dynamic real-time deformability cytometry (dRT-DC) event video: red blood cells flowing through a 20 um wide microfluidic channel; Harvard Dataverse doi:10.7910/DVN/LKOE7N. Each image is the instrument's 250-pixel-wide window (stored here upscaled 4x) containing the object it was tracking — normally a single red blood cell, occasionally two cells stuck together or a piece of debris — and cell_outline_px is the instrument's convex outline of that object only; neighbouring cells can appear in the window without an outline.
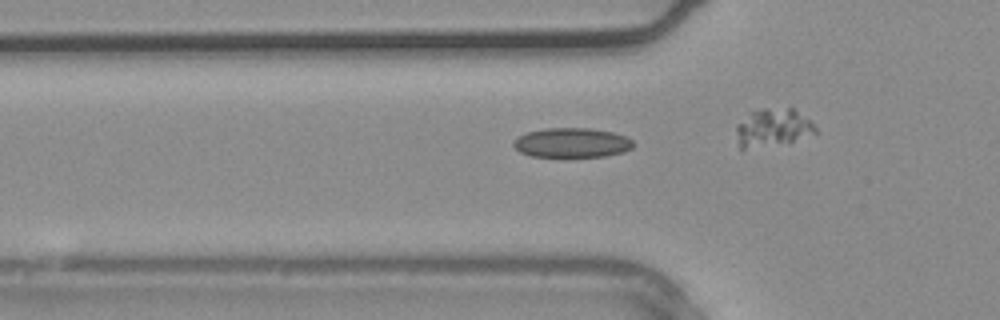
{"species": "common noctule bat (a hibernating species)", "species_latin": "Nyctalus noctula", "temperature_condition": "warm", "stored_images_in_passage": 25, "camera_frame_rate_fps": 3000, "um_per_image_px": 0.085, "animal": {"sex": "male", "body_mass_g": 20.4}, "frame": {"image": 1, "passage_image": 4, "time_ms": 1.0, "image_size_px": [1000, 320], "cell_outline_px": [[632, 148], [624, 152], [604, 156], [532, 156], [520, 152], [512, 144], [512, 140], [528, 132], [544, 128], [592, 128], [612, 132], [624, 136], [632, 140]], "centroid_in_image_um": [48.59, 12.12], "position_along_channel_um": 77.2, "area_um2": 20.46}}